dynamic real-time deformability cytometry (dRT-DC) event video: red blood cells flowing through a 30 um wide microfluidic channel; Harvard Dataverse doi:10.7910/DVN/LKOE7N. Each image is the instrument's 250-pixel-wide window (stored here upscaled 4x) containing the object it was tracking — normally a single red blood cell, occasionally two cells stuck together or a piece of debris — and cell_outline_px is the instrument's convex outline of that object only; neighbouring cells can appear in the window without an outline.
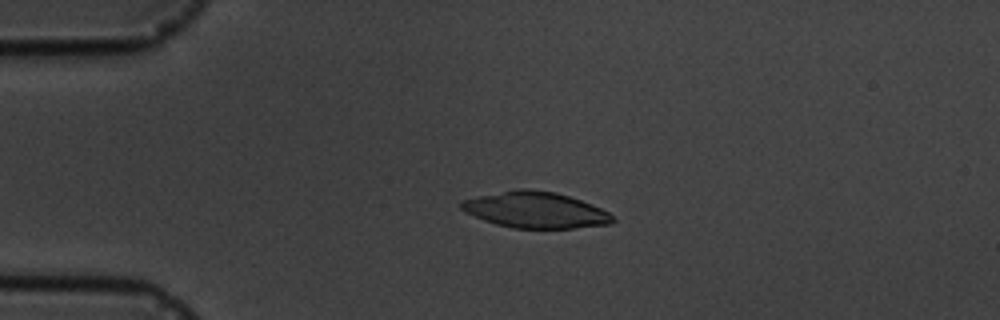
{"species": "common noctule bat (a hibernating species)", "species_latin": "Nyctalus noctula", "temperature_condition": "cold", "stored_images_in_passage": 2, "camera_frame_rate_fps": 3000, "um_per_image_px": 0.085, "animal": {"sex": "male", "body_mass_g": 19.5, "forearm_length_mm": 54.6}, "frame": {"image": 1, "passage_image": 1, "time_ms": 0.0, "image_size_px": [1000, 320], "cell_outline_px": [[616, 220], [612, 224], [572, 228], [512, 228], [496, 224], [484, 220], [464, 212], [460, 208], [460, 204], [464, 200], [480, 196], [516, 188], [524, 188], [556, 192], [592, 204], [608, 212]], "centroid_in_image_um": [45.52, 17.85], "position_along_channel_um": 39.5, "area_um2": 31.73}}